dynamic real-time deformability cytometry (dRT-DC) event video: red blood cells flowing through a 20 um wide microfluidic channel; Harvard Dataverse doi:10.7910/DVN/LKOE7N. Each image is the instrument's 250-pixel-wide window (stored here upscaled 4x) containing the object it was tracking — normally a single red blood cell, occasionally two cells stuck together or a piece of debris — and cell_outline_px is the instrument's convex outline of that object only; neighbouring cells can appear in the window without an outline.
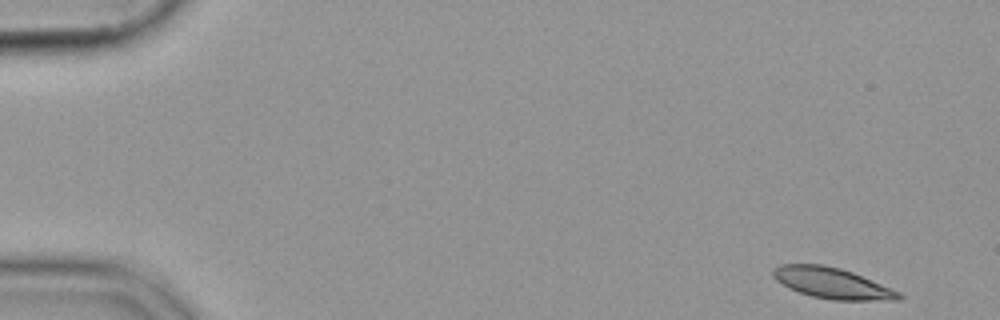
{"species": "common noctule bat (a hibernating species)", "species_latin": "Nyctalus noctula", "temperature_condition": "cold", "stored_images_in_passage": 9, "camera_frame_rate_fps": 3000, "um_per_image_px": 0.085, "animal": {"sex": "female", "body_mass_g": 19.9}, "frame": {"image": 1, "passage_image": 1, "time_ms": 0.0, "image_size_px": [1000, 320], "cell_outline_px": [[904, 296], [900, 300], [832, 300], [812, 296], [788, 288], [776, 280], [772, 276], [772, 268], [780, 264], [820, 264], [840, 268], [852, 272], [900, 292]], "centroid_in_image_um": [70.7, 24.06], "position_along_channel_um": 14.3, "area_um2": 22.54}}